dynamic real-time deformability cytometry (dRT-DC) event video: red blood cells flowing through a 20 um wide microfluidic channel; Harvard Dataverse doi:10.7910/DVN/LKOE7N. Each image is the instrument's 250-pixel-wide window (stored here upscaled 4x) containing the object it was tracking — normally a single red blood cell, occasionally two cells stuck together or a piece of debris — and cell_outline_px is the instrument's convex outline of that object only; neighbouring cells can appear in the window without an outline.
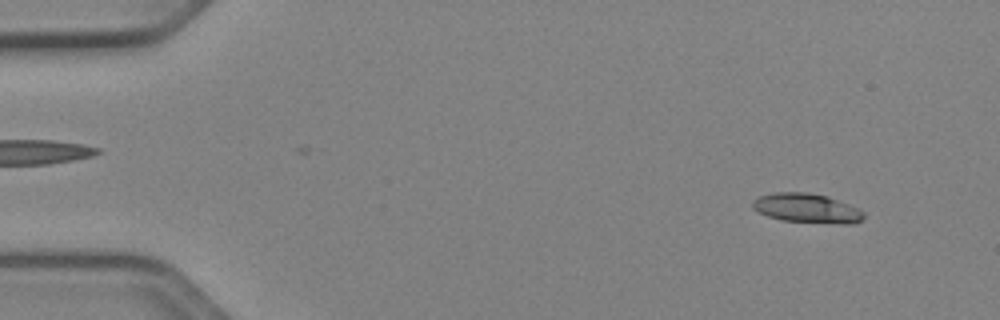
{"species": "Egyptian fruit bat (a non-hibernating species)", "species_latin": "Rousettus aegyptiacus", "temperature_condition": "cold", "stored_images_in_passage": 13, "camera_frame_rate_fps": 3000, "um_per_image_px": 0.085, "animal": {"sex": "female"}, "frame": {"image": 1, "passage_image": 4, "time_ms": 1.0, "image_size_px": [1000, 320], "cell_outline_px": [[864, 216], [856, 224], [840, 224], [780, 220], [768, 216], [752, 208], [752, 200], [760, 196], [772, 192], [808, 192], [828, 196], [848, 204], [864, 212]], "centroid_in_image_um": [68.57, 17.69], "position_along_channel_um": 16.4, "area_um2": 19.07}}